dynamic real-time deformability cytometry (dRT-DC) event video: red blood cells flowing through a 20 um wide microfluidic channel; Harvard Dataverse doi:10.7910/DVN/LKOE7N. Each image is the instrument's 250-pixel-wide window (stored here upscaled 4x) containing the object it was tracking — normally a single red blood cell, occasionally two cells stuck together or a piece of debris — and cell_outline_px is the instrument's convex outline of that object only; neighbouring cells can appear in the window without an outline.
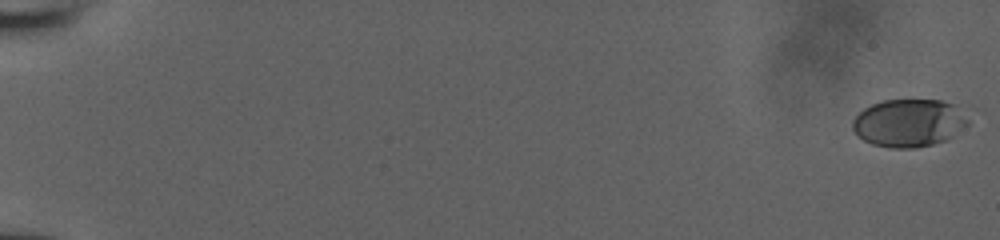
{"species": "human", "species_latin": "Homo sapiens", "temperature_condition": "room temperature", "stored_images_in_passage": 54, "camera_frame_rate_fps": 3000, "um_per_image_px": 0.085, "donor": {"sex": "male"}, "frame": {"image": 1, "passage_image": 1, "time_ms": 0.0, "image_size_px": [1000, 240], "cell_outline_px": [[976, 112], [968, 124], [952, 136], [944, 140], [932, 144], [916, 148], [888, 148], [872, 144], [856, 136], [852, 128], [852, 120], [864, 108], [872, 104], [884, 100], [940, 100], [972, 104], [976, 108]], "centroid_in_image_um": [77.46, 10.39], "position_along_channel_um": 7.5, "area_um2": 33.87}}
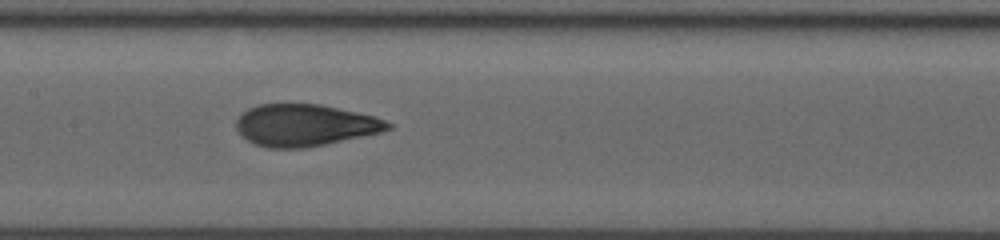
{"frame": {"image": 2, "passage_image": 30, "time_ms": 9.667, "image_size_px": [1000, 240], "cell_outline_px": [[392, 128], [380, 132], [324, 144], [304, 148], [268, 148], [256, 144], [240, 136], [236, 128], [236, 120], [248, 108], [256, 104], [320, 104], [356, 112], [372, 116], [384, 120], [392, 124]], "centroid_in_image_um": [25.86, 10.64], "position_along_channel_um": 181.5, "area_um2": 36.7}}
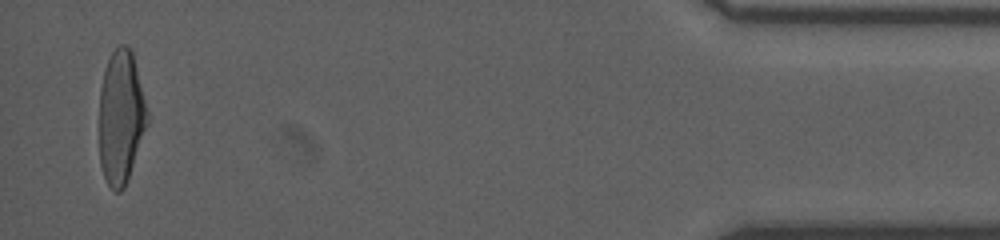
{"frame": {"image": 3, "passage_image": 53, "time_ms": 17.333, "image_size_px": [1000, 240], "cell_outline_px": [[148, 124], [124, 188], [120, 192], [116, 192], [104, 180], [100, 164], [100, 88], [104, 68], [112, 52], [120, 44], [124, 44], [132, 52], [148, 112]], "centroid_in_image_um": [10.27, 9.97], "position_along_channel_um": 424.9, "area_um2": 37.17}}